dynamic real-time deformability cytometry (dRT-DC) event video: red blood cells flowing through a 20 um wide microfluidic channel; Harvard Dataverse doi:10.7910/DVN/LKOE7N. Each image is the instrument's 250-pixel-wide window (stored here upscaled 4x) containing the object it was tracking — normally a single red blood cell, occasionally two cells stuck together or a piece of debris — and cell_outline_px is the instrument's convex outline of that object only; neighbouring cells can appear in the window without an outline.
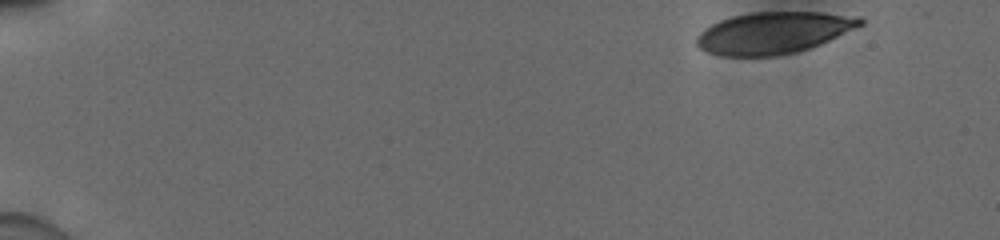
{"species": "human", "species_latin": "Homo sapiens", "temperature_condition": "cold", "stored_images_in_passage": 43, "camera_frame_rate_fps": 3000, "um_per_image_px": 0.085, "donor": {"sex": "male"}, "frame": {"image": 1, "passage_image": 1, "time_ms": 0.0, "image_size_px": [1000, 240], "cell_outline_px": [[864, 24], [820, 44], [796, 52], [776, 56], [720, 56], [708, 52], [700, 48], [696, 44], [696, 36], [704, 28], [720, 20], [732, 16], [752, 12], [824, 12], [860, 16], [864, 20]], "centroid_in_image_um": [65.75, 2.78], "position_along_channel_um": 19.3, "area_um2": 39.88}}
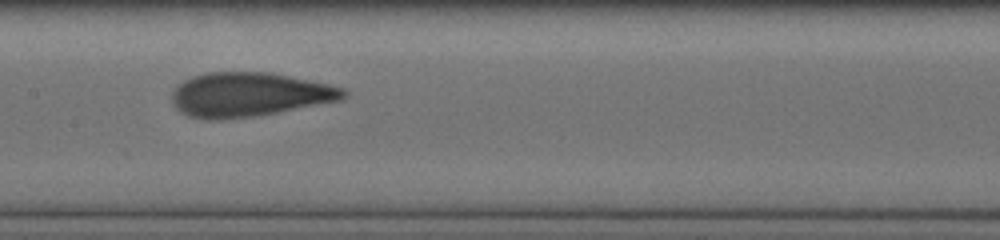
{"frame": {"image": 2, "passage_image": 25, "time_ms": 8.0, "image_size_px": [1000, 240], "cell_outline_px": [[348, 96], [340, 100], [276, 112], [252, 116], [188, 116], [176, 108], [172, 100], [172, 92], [176, 84], [192, 76], [208, 72], [268, 72], [328, 84], [344, 88], [348, 92]], "centroid_in_image_um": [21.2, 7.98], "position_along_channel_um": 186.2, "area_um2": 42.89}}
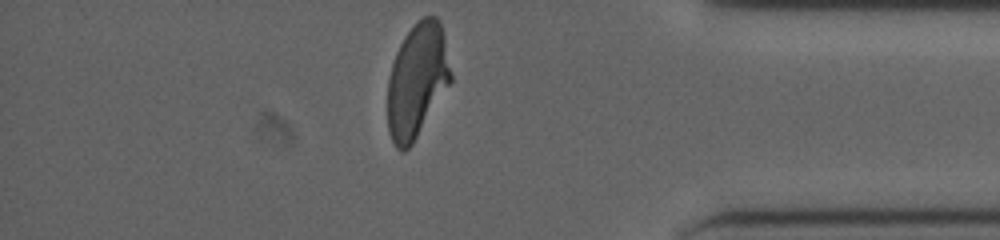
{"frame": {"image": 3, "passage_image": 43, "time_ms": 14.0, "image_size_px": [1000, 240], "cell_outline_px": [[452, 80], [412, 144], [404, 152], [400, 152], [396, 148], [388, 132], [388, 76], [396, 52], [404, 36], [416, 20], [424, 16], [436, 16], [440, 20], [444, 32], [452, 76]], "centroid_in_image_um": [35.45, 6.81], "position_along_channel_um": 399.7, "area_um2": 42.25}, "authors_computed_cell_mechanics": {"area_um2": 42.5986, "velocity_mm_per_s": 3.9079, "shape_relaxation_time_tau1_ms": 5.9235, "shape_relaxation_time_tau2_ms": 0.8389, "deformation_change_tau1": 0.1977, "deformation_change_tau2": 0.0769}}